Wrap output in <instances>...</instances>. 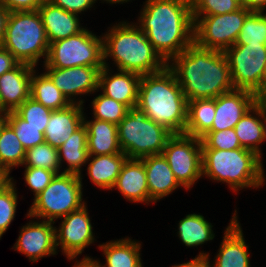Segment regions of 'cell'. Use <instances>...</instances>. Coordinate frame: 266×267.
<instances>
[{
	"mask_svg": "<svg viewBox=\"0 0 266 267\" xmlns=\"http://www.w3.org/2000/svg\"><path fill=\"white\" fill-rule=\"evenodd\" d=\"M169 62L167 67L174 73L187 101L215 99L235 89L228 59L222 51L193 42Z\"/></svg>",
	"mask_w": 266,
	"mask_h": 267,
	"instance_id": "6da1fadb",
	"label": "cell"
},
{
	"mask_svg": "<svg viewBox=\"0 0 266 267\" xmlns=\"http://www.w3.org/2000/svg\"><path fill=\"white\" fill-rule=\"evenodd\" d=\"M139 28L166 62L194 42L191 0H146Z\"/></svg>",
	"mask_w": 266,
	"mask_h": 267,
	"instance_id": "7a4b0ae2",
	"label": "cell"
},
{
	"mask_svg": "<svg viewBox=\"0 0 266 267\" xmlns=\"http://www.w3.org/2000/svg\"><path fill=\"white\" fill-rule=\"evenodd\" d=\"M137 107L173 134L184 133L187 99L174 73L167 66L160 72L141 75Z\"/></svg>",
	"mask_w": 266,
	"mask_h": 267,
	"instance_id": "3957f363",
	"label": "cell"
},
{
	"mask_svg": "<svg viewBox=\"0 0 266 267\" xmlns=\"http://www.w3.org/2000/svg\"><path fill=\"white\" fill-rule=\"evenodd\" d=\"M102 38L104 66H108L109 57L113 58L118 71L139 75L157 73L167 66L137 24L119 22Z\"/></svg>",
	"mask_w": 266,
	"mask_h": 267,
	"instance_id": "277c9868",
	"label": "cell"
},
{
	"mask_svg": "<svg viewBox=\"0 0 266 267\" xmlns=\"http://www.w3.org/2000/svg\"><path fill=\"white\" fill-rule=\"evenodd\" d=\"M202 176L226 183L234 192L260 188L266 181L261 157L245 148H202Z\"/></svg>",
	"mask_w": 266,
	"mask_h": 267,
	"instance_id": "5b68a950",
	"label": "cell"
},
{
	"mask_svg": "<svg viewBox=\"0 0 266 267\" xmlns=\"http://www.w3.org/2000/svg\"><path fill=\"white\" fill-rule=\"evenodd\" d=\"M3 47L19 63L35 67L41 57L46 61L49 42L38 10L9 13Z\"/></svg>",
	"mask_w": 266,
	"mask_h": 267,
	"instance_id": "8992f818",
	"label": "cell"
},
{
	"mask_svg": "<svg viewBox=\"0 0 266 267\" xmlns=\"http://www.w3.org/2000/svg\"><path fill=\"white\" fill-rule=\"evenodd\" d=\"M117 130L120 148L128 159L162 154L173 135L167 128L148 118L137 106L128 109Z\"/></svg>",
	"mask_w": 266,
	"mask_h": 267,
	"instance_id": "52a82bcc",
	"label": "cell"
},
{
	"mask_svg": "<svg viewBox=\"0 0 266 267\" xmlns=\"http://www.w3.org/2000/svg\"><path fill=\"white\" fill-rule=\"evenodd\" d=\"M82 179L80 175L73 173L61 171L56 174L50 184L33 199L27 217L55 222L80 209L86 204L82 197Z\"/></svg>",
	"mask_w": 266,
	"mask_h": 267,
	"instance_id": "ba28073f",
	"label": "cell"
},
{
	"mask_svg": "<svg viewBox=\"0 0 266 267\" xmlns=\"http://www.w3.org/2000/svg\"><path fill=\"white\" fill-rule=\"evenodd\" d=\"M45 68H71L78 66L104 67L103 38L88 29L54 41L44 61Z\"/></svg>",
	"mask_w": 266,
	"mask_h": 267,
	"instance_id": "9c48e42d",
	"label": "cell"
},
{
	"mask_svg": "<svg viewBox=\"0 0 266 267\" xmlns=\"http://www.w3.org/2000/svg\"><path fill=\"white\" fill-rule=\"evenodd\" d=\"M235 89L247 90L259 99L265 97L266 45H233L225 52Z\"/></svg>",
	"mask_w": 266,
	"mask_h": 267,
	"instance_id": "30bf717a",
	"label": "cell"
},
{
	"mask_svg": "<svg viewBox=\"0 0 266 267\" xmlns=\"http://www.w3.org/2000/svg\"><path fill=\"white\" fill-rule=\"evenodd\" d=\"M252 11L242 6L221 15H193L194 42L203 48L225 52L239 36L245 18Z\"/></svg>",
	"mask_w": 266,
	"mask_h": 267,
	"instance_id": "8fae6325",
	"label": "cell"
},
{
	"mask_svg": "<svg viewBox=\"0 0 266 267\" xmlns=\"http://www.w3.org/2000/svg\"><path fill=\"white\" fill-rule=\"evenodd\" d=\"M175 179L189 190L202 178V140L185 133L173 134L163 152Z\"/></svg>",
	"mask_w": 266,
	"mask_h": 267,
	"instance_id": "7c38bea8",
	"label": "cell"
},
{
	"mask_svg": "<svg viewBox=\"0 0 266 267\" xmlns=\"http://www.w3.org/2000/svg\"><path fill=\"white\" fill-rule=\"evenodd\" d=\"M87 205L62 217L59 228H55L56 248L61 246L68 260L77 259L84 249L95 241L93 226Z\"/></svg>",
	"mask_w": 266,
	"mask_h": 267,
	"instance_id": "4fadbf2b",
	"label": "cell"
},
{
	"mask_svg": "<svg viewBox=\"0 0 266 267\" xmlns=\"http://www.w3.org/2000/svg\"><path fill=\"white\" fill-rule=\"evenodd\" d=\"M103 67L78 66L71 68H45V74L71 103L83 105L78 95L92 94L98 90L99 74ZM77 95V96H76ZM75 97V98H74Z\"/></svg>",
	"mask_w": 266,
	"mask_h": 267,
	"instance_id": "5bb4252c",
	"label": "cell"
},
{
	"mask_svg": "<svg viewBox=\"0 0 266 267\" xmlns=\"http://www.w3.org/2000/svg\"><path fill=\"white\" fill-rule=\"evenodd\" d=\"M55 222L30 221L21 228L19 237L13 249L26 255L31 262H37L42 257L56 255Z\"/></svg>",
	"mask_w": 266,
	"mask_h": 267,
	"instance_id": "9a60e30c",
	"label": "cell"
},
{
	"mask_svg": "<svg viewBox=\"0 0 266 267\" xmlns=\"http://www.w3.org/2000/svg\"><path fill=\"white\" fill-rule=\"evenodd\" d=\"M224 233L213 266L210 265L209 253L199 252L197 257H207L209 267H250L249 247L245 242L242 228L237 219V210H235Z\"/></svg>",
	"mask_w": 266,
	"mask_h": 267,
	"instance_id": "2e32d148",
	"label": "cell"
},
{
	"mask_svg": "<svg viewBox=\"0 0 266 267\" xmlns=\"http://www.w3.org/2000/svg\"><path fill=\"white\" fill-rule=\"evenodd\" d=\"M259 98L247 90L234 89L215 98V116L209 131L234 128Z\"/></svg>",
	"mask_w": 266,
	"mask_h": 267,
	"instance_id": "e0dca14e",
	"label": "cell"
},
{
	"mask_svg": "<svg viewBox=\"0 0 266 267\" xmlns=\"http://www.w3.org/2000/svg\"><path fill=\"white\" fill-rule=\"evenodd\" d=\"M36 67L19 63L0 76V111H15L30 97L31 77Z\"/></svg>",
	"mask_w": 266,
	"mask_h": 267,
	"instance_id": "ac0fdd59",
	"label": "cell"
},
{
	"mask_svg": "<svg viewBox=\"0 0 266 267\" xmlns=\"http://www.w3.org/2000/svg\"><path fill=\"white\" fill-rule=\"evenodd\" d=\"M109 71V66H104L100 70L98 90H102V94L125 104L128 108L136 107L141 75L120 70L112 75Z\"/></svg>",
	"mask_w": 266,
	"mask_h": 267,
	"instance_id": "d6986e66",
	"label": "cell"
},
{
	"mask_svg": "<svg viewBox=\"0 0 266 267\" xmlns=\"http://www.w3.org/2000/svg\"><path fill=\"white\" fill-rule=\"evenodd\" d=\"M44 25L49 44L74 36L85 28L80 25L79 16L45 0L37 9Z\"/></svg>",
	"mask_w": 266,
	"mask_h": 267,
	"instance_id": "ffe728a7",
	"label": "cell"
},
{
	"mask_svg": "<svg viewBox=\"0 0 266 267\" xmlns=\"http://www.w3.org/2000/svg\"><path fill=\"white\" fill-rule=\"evenodd\" d=\"M140 160L146 171L149 203H156L181 187L163 154L149 155Z\"/></svg>",
	"mask_w": 266,
	"mask_h": 267,
	"instance_id": "44dd1931",
	"label": "cell"
},
{
	"mask_svg": "<svg viewBox=\"0 0 266 267\" xmlns=\"http://www.w3.org/2000/svg\"><path fill=\"white\" fill-rule=\"evenodd\" d=\"M83 106L72 103L66 108L53 110L44 133L45 142L58 149L70 138L83 125Z\"/></svg>",
	"mask_w": 266,
	"mask_h": 267,
	"instance_id": "7402d4cb",
	"label": "cell"
},
{
	"mask_svg": "<svg viewBox=\"0 0 266 267\" xmlns=\"http://www.w3.org/2000/svg\"><path fill=\"white\" fill-rule=\"evenodd\" d=\"M113 188L130 202L149 204V190L144 163L140 159H127Z\"/></svg>",
	"mask_w": 266,
	"mask_h": 267,
	"instance_id": "603a6c76",
	"label": "cell"
},
{
	"mask_svg": "<svg viewBox=\"0 0 266 267\" xmlns=\"http://www.w3.org/2000/svg\"><path fill=\"white\" fill-rule=\"evenodd\" d=\"M83 124L87 128V149L89 155H109L122 153L118 140L117 124L104 120H86Z\"/></svg>",
	"mask_w": 266,
	"mask_h": 267,
	"instance_id": "cb8c5ba5",
	"label": "cell"
},
{
	"mask_svg": "<svg viewBox=\"0 0 266 267\" xmlns=\"http://www.w3.org/2000/svg\"><path fill=\"white\" fill-rule=\"evenodd\" d=\"M99 249L106 257V265L89 256H85L82 260H92L97 267H143L140 257L141 243L129 237L103 243L99 245Z\"/></svg>",
	"mask_w": 266,
	"mask_h": 267,
	"instance_id": "d4e9b609",
	"label": "cell"
},
{
	"mask_svg": "<svg viewBox=\"0 0 266 267\" xmlns=\"http://www.w3.org/2000/svg\"><path fill=\"white\" fill-rule=\"evenodd\" d=\"M93 157V158H92ZM128 157L122 152L109 155H89L90 161L87 167V174L92 183L100 189H113L121 168Z\"/></svg>",
	"mask_w": 266,
	"mask_h": 267,
	"instance_id": "484cf974",
	"label": "cell"
},
{
	"mask_svg": "<svg viewBox=\"0 0 266 267\" xmlns=\"http://www.w3.org/2000/svg\"><path fill=\"white\" fill-rule=\"evenodd\" d=\"M59 164L66 161L63 173L81 175V168L88 163L87 128L83 124L58 148Z\"/></svg>",
	"mask_w": 266,
	"mask_h": 267,
	"instance_id": "4316f807",
	"label": "cell"
},
{
	"mask_svg": "<svg viewBox=\"0 0 266 267\" xmlns=\"http://www.w3.org/2000/svg\"><path fill=\"white\" fill-rule=\"evenodd\" d=\"M234 130L241 147L255 152L262 159L259 148L260 144L264 142L261 125V99L243 115Z\"/></svg>",
	"mask_w": 266,
	"mask_h": 267,
	"instance_id": "83f0119b",
	"label": "cell"
},
{
	"mask_svg": "<svg viewBox=\"0 0 266 267\" xmlns=\"http://www.w3.org/2000/svg\"><path fill=\"white\" fill-rule=\"evenodd\" d=\"M215 116V99L187 101V123L184 133L202 138L212 127Z\"/></svg>",
	"mask_w": 266,
	"mask_h": 267,
	"instance_id": "f1b7e54d",
	"label": "cell"
},
{
	"mask_svg": "<svg viewBox=\"0 0 266 267\" xmlns=\"http://www.w3.org/2000/svg\"><path fill=\"white\" fill-rule=\"evenodd\" d=\"M30 97L51 110L63 109L72 104L44 72L36 75V69L31 77Z\"/></svg>",
	"mask_w": 266,
	"mask_h": 267,
	"instance_id": "f546056e",
	"label": "cell"
},
{
	"mask_svg": "<svg viewBox=\"0 0 266 267\" xmlns=\"http://www.w3.org/2000/svg\"><path fill=\"white\" fill-rule=\"evenodd\" d=\"M203 215L188 214L178 224V236L187 247H194L213 240L215 234Z\"/></svg>",
	"mask_w": 266,
	"mask_h": 267,
	"instance_id": "4dcf8cb0",
	"label": "cell"
},
{
	"mask_svg": "<svg viewBox=\"0 0 266 267\" xmlns=\"http://www.w3.org/2000/svg\"><path fill=\"white\" fill-rule=\"evenodd\" d=\"M25 152L13 128L6 122L0 131V168L10 174L14 167L23 164Z\"/></svg>",
	"mask_w": 266,
	"mask_h": 267,
	"instance_id": "1f68e13d",
	"label": "cell"
},
{
	"mask_svg": "<svg viewBox=\"0 0 266 267\" xmlns=\"http://www.w3.org/2000/svg\"><path fill=\"white\" fill-rule=\"evenodd\" d=\"M25 167L43 168L60 174L58 149L47 142L29 148L25 152L23 164Z\"/></svg>",
	"mask_w": 266,
	"mask_h": 267,
	"instance_id": "d6a6232c",
	"label": "cell"
},
{
	"mask_svg": "<svg viewBox=\"0 0 266 267\" xmlns=\"http://www.w3.org/2000/svg\"><path fill=\"white\" fill-rule=\"evenodd\" d=\"M265 44L266 14L252 11L244 21L238 39L234 45Z\"/></svg>",
	"mask_w": 266,
	"mask_h": 267,
	"instance_id": "836d02e7",
	"label": "cell"
},
{
	"mask_svg": "<svg viewBox=\"0 0 266 267\" xmlns=\"http://www.w3.org/2000/svg\"><path fill=\"white\" fill-rule=\"evenodd\" d=\"M7 123L13 128L18 140L25 150L45 142L46 127H34L29 125L15 111L7 113Z\"/></svg>",
	"mask_w": 266,
	"mask_h": 267,
	"instance_id": "e575fe53",
	"label": "cell"
},
{
	"mask_svg": "<svg viewBox=\"0 0 266 267\" xmlns=\"http://www.w3.org/2000/svg\"><path fill=\"white\" fill-rule=\"evenodd\" d=\"M91 104L94 119L104 120L117 125L125 117L129 109L125 104L102 93L94 97Z\"/></svg>",
	"mask_w": 266,
	"mask_h": 267,
	"instance_id": "d590c367",
	"label": "cell"
},
{
	"mask_svg": "<svg viewBox=\"0 0 266 267\" xmlns=\"http://www.w3.org/2000/svg\"><path fill=\"white\" fill-rule=\"evenodd\" d=\"M17 199V189L13 179L0 191V239L15 218Z\"/></svg>",
	"mask_w": 266,
	"mask_h": 267,
	"instance_id": "8d00e7d4",
	"label": "cell"
},
{
	"mask_svg": "<svg viewBox=\"0 0 266 267\" xmlns=\"http://www.w3.org/2000/svg\"><path fill=\"white\" fill-rule=\"evenodd\" d=\"M53 110L45 107L32 97L27 98L15 112L29 125L34 127H47Z\"/></svg>",
	"mask_w": 266,
	"mask_h": 267,
	"instance_id": "74e56055",
	"label": "cell"
},
{
	"mask_svg": "<svg viewBox=\"0 0 266 267\" xmlns=\"http://www.w3.org/2000/svg\"><path fill=\"white\" fill-rule=\"evenodd\" d=\"M242 7L238 0H191L192 15H221Z\"/></svg>",
	"mask_w": 266,
	"mask_h": 267,
	"instance_id": "f35d334b",
	"label": "cell"
},
{
	"mask_svg": "<svg viewBox=\"0 0 266 267\" xmlns=\"http://www.w3.org/2000/svg\"><path fill=\"white\" fill-rule=\"evenodd\" d=\"M201 140L202 148H212L219 150H233L242 148L234 128L220 131H208L201 138Z\"/></svg>",
	"mask_w": 266,
	"mask_h": 267,
	"instance_id": "ab89813d",
	"label": "cell"
},
{
	"mask_svg": "<svg viewBox=\"0 0 266 267\" xmlns=\"http://www.w3.org/2000/svg\"><path fill=\"white\" fill-rule=\"evenodd\" d=\"M54 171H49L41 167H25L24 179L25 183L34 192L36 197L41 191H43L55 177Z\"/></svg>",
	"mask_w": 266,
	"mask_h": 267,
	"instance_id": "60d3db41",
	"label": "cell"
},
{
	"mask_svg": "<svg viewBox=\"0 0 266 267\" xmlns=\"http://www.w3.org/2000/svg\"><path fill=\"white\" fill-rule=\"evenodd\" d=\"M48 1L70 13L78 15L92 8L94 3H96L95 1L97 0H48Z\"/></svg>",
	"mask_w": 266,
	"mask_h": 267,
	"instance_id": "b9f144b4",
	"label": "cell"
},
{
	"mask_svg": "<svg viewBox=\"0 0 266 267\" xmlns=\"http://www.w3.org/2000/svg\"><path fill=\"white\" fill-rule=\"evenodd\" d=\"M45 0H0L8 11H35Z\"/></svg>",
	"mask_w": 266,
	"mask_h": 267,
	"instance_id": "7bdbcfd3",
	"label": "cell"
},
{
	"mask_svg": "<svg viewBox=\"0 0 266 267\" xmlns=\"http://www.w3.org/2000/svg\"><path fill=\"white\" fill-rule=\"evenodd\" d=\"M19 62L3 46L0 47V76L15 68Z\"/></svg>",
	"mask_w": 266,
	"mask_h": 267,
	"instance_id": "ee69618b",
	"label": "cell"
},
{
	"mask_svg": "<svg viewBox=\"0 0 266 267\" xmlns=\"http://www.w3.org/2000/svg\"><path fill=\"white\" fill-rule=\"evenodd\" d=\"M9 13L10 11L0 4V47H2L4 43V35Z\"/></svg>",
	"mask_w": 266,
	"mask_h": 267,
	"instance_id": "f6af8a7d",
	"label": "cell"
},
{
	"mask_svg": "<svg viewBox=\"0 0 266 267\" xmlns=\"http://www.w3.org/2000/svg\"><path fill=\"white\" fill-rule=\"evenodd\" d=\"M172 267H209L207 257H195L191 261L182 264H175Z\"/></svg>",
	"mask_w": 266,
	"mask_h": 267,
	"instance_id": "bcb514c9",
	"label": "cell"
},
{
	"mask_svg": "<svg viewBox=\"0 0 266 267\" xmlns=\"http://www.w3.org/2000/svg\"><path fill=\"white\" fill-rule=\"evenodd\" d=\"M242 6H245L250 11L264 12L266 0H245Z\"/></svg>",
	"mask_w": 266,
	"mask_h": 267,
	"instance_id": "7dc6e473",
	"label": "cell"
},
{
	"mask_svg": "<svg viewBox=\"0 0 266 267\" xmlns=\"http://www.w3.org/2000/svg\"><path fill=\"white\" fill-rule=\"evenodd\" d=\"M261 125L263 132V139L266 140V100L261 99Z\"/></svg>",
	"mask_w": 266,
	"mask_h": 267,
	"instance_id": "c3c4849f",
	"label": "cell"
},
{
	"mask_svg": "<svg viewBox=\"0 0 266 267\" xmlns=\"http://www.w3.org/2000/svg\"><path fill=\"white\" fill-rule=\"evenodd\" d=\"M12 179L13 177H10V174L6 170L0 168V191L4 189Z\"/></svg>",
	"mask_w": 266,
	"mask_h": 267,
	"instance_id": "681fc988",
	"label": "cell"
},
{
	"mask_svg": "<svg viewBox=\"0 0 266 267\" xmlns=\"http://www.w3.org/2000/svg\"><path fill=\"white\" fill-rule=\"evenodd\" d=\"M73 267H97L92 260H81L75 262Z\"/></svg>",
	"mask_w": 266,
	"mask_h": 267,
	"instance_id": "f907efd6",
	"label": "cell"
},
{
	"mask_svg": "<svg viewBox=\"0 0 266 267\" xmlns=\"http://www.w3.org/2000/svg\"><path fill=\"white\" fill-rule=\"evenodd\" d=\"M7 122V113L0 111V131Z\"/></svg>",
	"mask_w": 266,
	"mask_h": 267,
	"instance_id": "816d5d0a",
	"label": "cell"
},
{
	"mask_svg": "<svg viewBox=\"0 0 266 267\" xmlns=\"http://www.w3.org/2000/svg\"><path fill=\"white\" fill-rule=\"evenodd\" d=\"M104 2L106 1L107 3H110V4H116V3H125V2H128V1H131V0H103Z\"/></svg>",
	"mask_w": 266,
	"mask_h": 267,
	"instance_id": "f5cc1de1",
	"label": "cell"
},
{
	"mask_svg": "<svg viewBox=\"0 0 266 267\" xmlns=\"http://www.w3.org/2000/svg\"><path fill=\"white\" fill-rule=\"evenodd\" d=\"M265 96H266V64H265Z\"/></svg>",
	"mask_w": 266,
	"mask_h": 267,
	"instance_id": "db71d44e",
	"label": "cell"
},
{
	"mask_svg": "<svg viewBox=\"0 0 266 267\" xmlns=\"http://www.w3.org/2000/svg\"><path fill=\"white\" fill-rule=\"evenodd\" d=\"M238 1H240L242 4L245 2V0H238Z\"/></svg>",
	"mask_w": 266,
	"mask_h": 267,
	"instance_id": "11a10c76",
	"label": "cell"
}]
</instances>
